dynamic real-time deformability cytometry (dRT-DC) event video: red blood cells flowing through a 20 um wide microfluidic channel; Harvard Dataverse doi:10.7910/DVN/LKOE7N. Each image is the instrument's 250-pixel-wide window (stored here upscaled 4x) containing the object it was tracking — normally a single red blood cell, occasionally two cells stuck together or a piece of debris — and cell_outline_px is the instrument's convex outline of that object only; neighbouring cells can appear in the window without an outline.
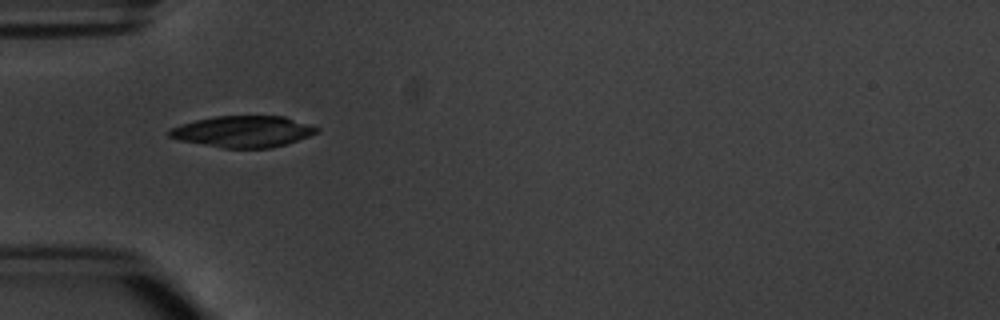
{"species": "common noctule bat (a hibernating species)", "species_latin": "Nyctalus noctula", "temperature_condition": "warm", "stored_images_in_passage": 2, "camera_frame_rate_fps": 3000, "um_per_image_px": 0.085, "animal": {"sex": "male", "body_mass_g": 20.1, "forearm_length_mm": 53.5}, "frame": {"image": 1, "passage_image": 1, "time_ms": 0.0, "image_size_px": [1000, 320], "cell_outline_px": [[320, 132], [272, 148], [220, 148], [180, 140], [168, 136], [168, 132], [172, 128], [180, 124], [196, 120], [216, 116], [284, 116], [320, 128]], "centroid_in_image_um": [20.66, 11.18], "position_along_channel_um": 64.3, "area_um2": 26.82}}